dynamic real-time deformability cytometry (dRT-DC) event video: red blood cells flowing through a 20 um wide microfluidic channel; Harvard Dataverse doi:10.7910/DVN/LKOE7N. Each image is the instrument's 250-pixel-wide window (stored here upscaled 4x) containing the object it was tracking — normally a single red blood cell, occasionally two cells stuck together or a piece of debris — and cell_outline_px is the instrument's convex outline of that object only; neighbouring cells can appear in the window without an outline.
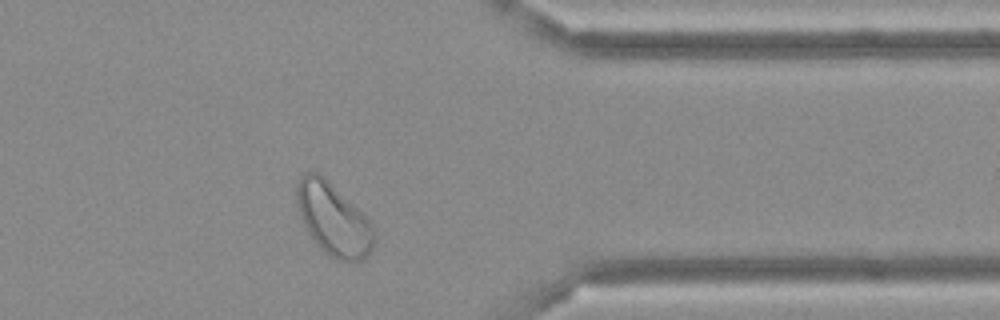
{"species": "Egyptian fruit bat (a non-hibernating species)", "species_latin": "Rousettus aegyptiacus", "temperature_condition": "cold", "stored_images_in_passage": 34, "camera_frame_rate_fps": 3000, "um_per_image_px": 0.085, "frame": {"image": 1, "passage_image": 25, "time_ms": 8.0, "image_size_px": [1000, 320], "cell_outline_px": [[376, 236], [372, 248], [360, 260], [336, 260], [328, 256], [320, 248], [308, 232], [300, 220], [296, 200], [296, 184], [304, 172], [316, 172], [324, 176], [372, 224], [376, 232]], "centroid_in_image_um": [28.29, 18.63], "position_along_channel_um": 383.1, "area_um2": 32.31}}